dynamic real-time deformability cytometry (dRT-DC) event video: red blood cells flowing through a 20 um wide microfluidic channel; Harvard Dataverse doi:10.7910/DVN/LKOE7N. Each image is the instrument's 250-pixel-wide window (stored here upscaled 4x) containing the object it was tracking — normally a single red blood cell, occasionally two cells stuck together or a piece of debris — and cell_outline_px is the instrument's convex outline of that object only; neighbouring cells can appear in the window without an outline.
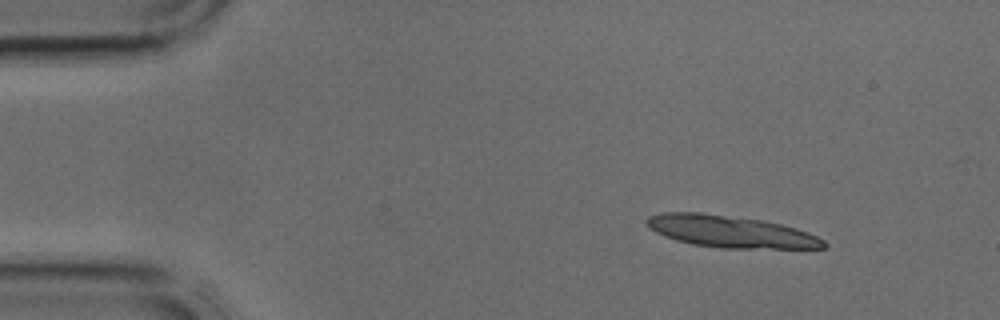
{"species": "common noctule bat (a hibernating species)", "species_latin": "Nyctalus noctula", "temperature_condition": "cold", "stored_images_in_passage": 4, "segment_of_instrument_passage": [1, 2], "camera_frame_rate_fps": 3000, "um_per_image_px": 0.085, "animal": {"sex": "male", "body_mass_g": 17.9, "forearm_length_mm": 54.2}, "frame": {"image": 1, "passage_image": 1, "time_ms": 0.0, "image_size_px": [1000, 320], "cell_outline_px": [[828, 244], [824, 248], [720, 248], [692, 244], [676, 240], [664, 236], [648, 228], [644, 220], [648, 216], [660, 212], [700, 212], [760, 220], [780, 224], [796, 228], [808, 232], [824, 240]], "centroid_in_image_um": [62.04, 19.68], "position_along_channel_um": 23.0, "area_um2": 32.95}}